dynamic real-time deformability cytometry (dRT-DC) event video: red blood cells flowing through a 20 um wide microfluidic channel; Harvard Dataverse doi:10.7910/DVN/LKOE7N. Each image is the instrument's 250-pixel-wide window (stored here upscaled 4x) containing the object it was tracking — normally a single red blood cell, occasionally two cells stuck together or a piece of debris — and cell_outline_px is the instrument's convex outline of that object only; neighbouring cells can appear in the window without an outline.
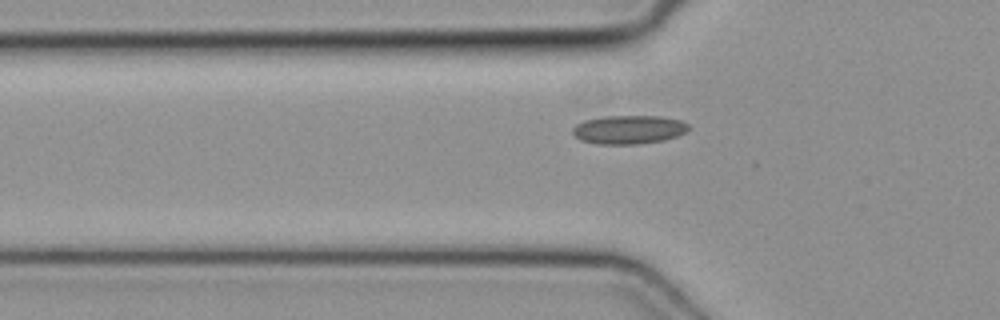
{"species": "common noctule bat (a hibernating species)", "species_latin": "Nyctalus noctula", "temperature_condition": "cold", "stored_images_in_passage": 37, "camera_frame_rate_fps": 3000, "um_per_image_px": 0.085, "animal": {"sex": "female", "body_mass_g": 19.3, "forearm_length_mm": 54.1}, "frame": {"image": 1, "passage_image": 8, "time_ms": 2.333, "image_size_px": [1000, 320], "cell_outline_px": [[688, 128], [684, 132], [676, 136], [664, 140], [636, 144], [600, 144], [580, 140], [572, 132], [572, 128], [576, 124], [584, 120], [604, 116], [660, 116], [680, 120], [688, 124]], "centroid_in_image_um": [53.41, 11.01], "position_along_channel_um": 72.4, "area_um2": 19.25}}
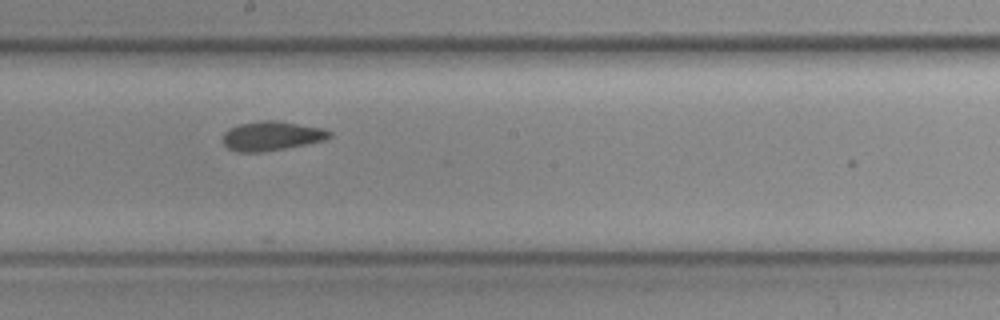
{"frame": {"image": 2, "passage_image": 19, "time_ms": 6.0, "image_size_px": [1000, 320], "cell_outline_px": [[332, 136], [324, 140], [308, 144], [260, 152], [240, 152], [228, 148], [224, 144], [224, 132], [228, 128], [240, 124], [260, 120], [276, 120], [324, 128], [332, 132]], "centroid_in_image_um": [23.11, 11.54], "position_along_channel_um": 225.1, "area_um2": 18.21}}
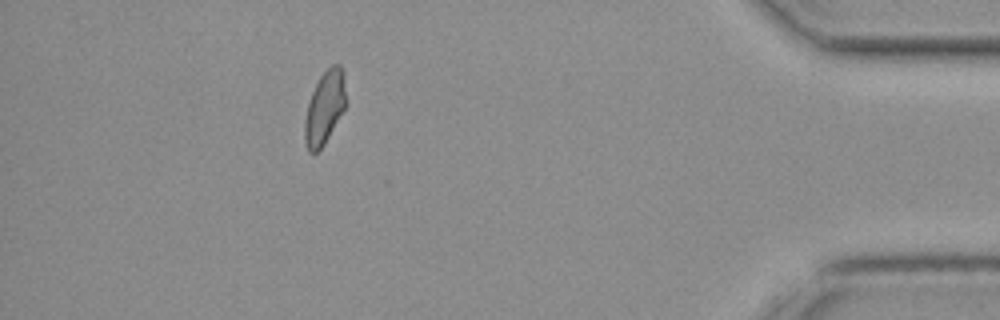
{"frame": {"image": 3, "passage_image": 36, "time_ms": 11.667, "image_size_px": [1000, 320], "cell_outline_px": [[344, 108], [324, 144], [316, 152], [308, 152], [304, 140], [304, 124], [308, 104], [312, 92], [320, 76], [332, 64], [340, 64], [344, 68]], "centroid_in_image_um": [27.57, 9.13], "position_along_channel_um": 407.6, "area_um2": 17.11}}